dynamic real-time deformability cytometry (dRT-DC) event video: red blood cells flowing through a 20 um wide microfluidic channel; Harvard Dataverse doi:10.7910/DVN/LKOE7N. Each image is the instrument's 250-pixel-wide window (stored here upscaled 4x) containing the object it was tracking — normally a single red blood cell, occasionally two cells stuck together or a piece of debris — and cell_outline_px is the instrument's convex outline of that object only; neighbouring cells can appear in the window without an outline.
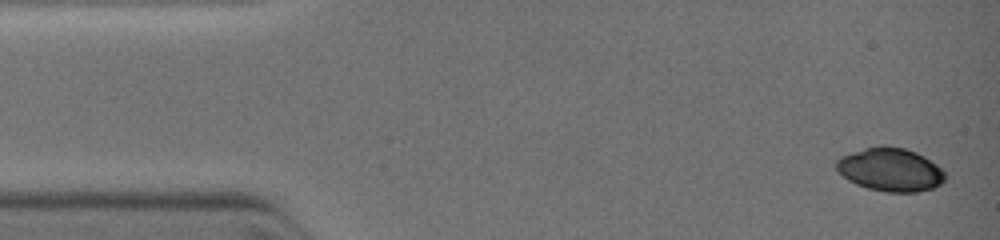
{"species": "common noctule bat (a hibernating species)", "species_latin": "Nyctalus noctula", "temperature_condition": "warm", "stored_images_in_passage": 4, "camera_frame_rate_fps": 3000, "um_per_image_px": 0.085, "animal": {"sex": "female", "body_mass_g": 19.0, "forearm_length_mm": 51.5}, "frame": {"image": 1, "passage_image": 1, "time_ms": 0.0, "image_size_px": [1000, 240], "cell_outline_px": [[944, 180], [940, 184], [932, 188], [916, 192], [884, 192], [868, 188], [856, 184], [848, 180], [836, 168], [836, 160], [840, 156], [864, 148], [880, 144], [884, 144], [904, 148], [916, 152], [924, 156], [936, 164], [944, 172]], "centroid_in_image_um": [75.66, 14.4], "position_along_channel_um": 9.3, "area_um2": 27.51}}